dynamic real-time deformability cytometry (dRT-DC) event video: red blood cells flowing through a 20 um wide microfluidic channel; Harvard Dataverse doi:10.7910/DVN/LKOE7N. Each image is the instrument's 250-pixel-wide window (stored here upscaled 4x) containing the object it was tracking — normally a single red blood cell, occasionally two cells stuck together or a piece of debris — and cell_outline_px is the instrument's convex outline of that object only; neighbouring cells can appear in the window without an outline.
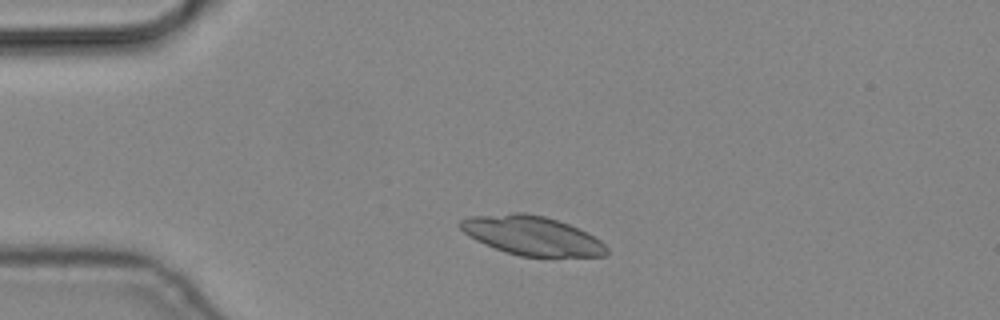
{"species": "common noctule bat (a hibernating species)", "species_latin": "Nyctalus noctula", "temperature_condition": "cold", "stored_images_in_passage": 3, "camera_frame_rate_fps": 3000, "um_per_image_px": 0.085, "animal": {"sex": "male", "body_mass_g": 19.2, "forearm_length_mm": 51.8}, "frame": {"image": 1, "passage_image": 2, "time_ms": 0.333, "image_size_px": [1000, 320], "cell_outline_px": [[608, 252], [604, 256], [520, 256], [484, 244], [468, 236], [456, 224], [460, 220], [472, 216], [516, 212], [524, 212], [544, 216], [568, 224], [600, 240], [608, 248]], "centroid_in_image_um": [45.17, 20.01], "position_along_channel_um": 39.8, "area_um2": 33.0}}